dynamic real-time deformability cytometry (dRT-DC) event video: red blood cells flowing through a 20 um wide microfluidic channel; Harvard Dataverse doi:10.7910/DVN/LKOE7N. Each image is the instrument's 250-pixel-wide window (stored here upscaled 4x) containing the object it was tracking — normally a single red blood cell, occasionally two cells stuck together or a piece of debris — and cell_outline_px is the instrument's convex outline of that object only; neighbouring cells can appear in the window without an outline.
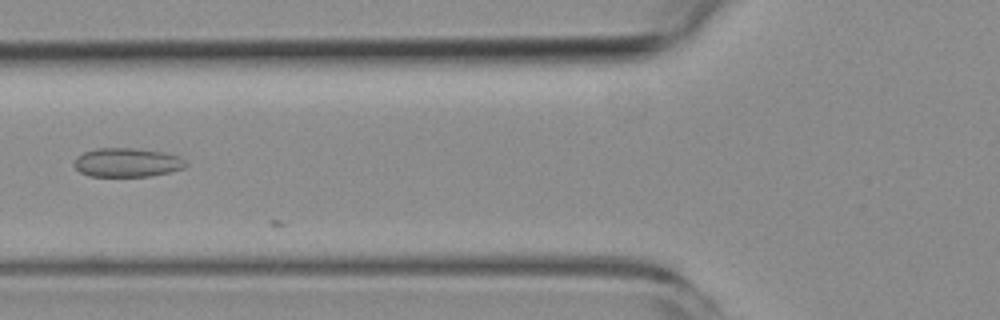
{"species": "common noctule bat (a hibernating species)", "species_latin": "Nyctalus noctula", "temperature_condition": "room temperature", "stored_images_in_passage": 6, "camera_frame_rate_fps": 3000, "um_per_image_px": 0.085, "animal": {"sex": "female", "body_mass_g": 19.3, "forearm_length_mm": 54.1}, "frame": {"image": 1, "passage_image": 5, "time_ms": 4.667, "image_size_px": [1000, 320], "cell_outline_px": [[188, 164], [184, 168], [168, 172], [148, 176], [88, 176], [80, 172], [72, 164], [76, 156], [84, 152], [96, 148], [132, 148], [164, 152], [180, 156]], "centroid_in_image_um": [10.78, 13.8], "position_along_channel_um": 115.0, "area_um2": 18.9}}